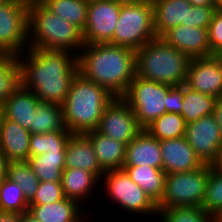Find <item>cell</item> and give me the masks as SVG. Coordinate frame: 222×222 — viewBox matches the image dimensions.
<instances>
[{"label": "cell", "instance_id": "cell-1", "mask_svg": "<svg viewBox=\"0 0 222 222\" xmlns=\"http://www.w3.org/2000/svg\"><path fill=\"white\" fill-rule=\"evenodd\" d=\"M18 59L22 86L32 91L40 102L62 106L73 79L79 73L78 55L67 51L28 48L18 55Z\"/></svg>", "mask_w": 222, "mask_h": 222}, {"label": "cell", "instance_id": "cell-2", "mask_svg": "<svg viewBox=\"0 0 222 222\" xmlns=\"http://www.w3.org/2000/svg\"><path fill=\"white\" fill-rule=\"evenodd\" d=\"M136 51L110 43L85 44L78 54L79 73L114 97H123L136 76Z\"/></svg>", "mask_w": 222, "mask_h": 222}, {"label": "cell", "instance_id": "cell-3", "mask_svg": "<svg viewBox=\"0 0 222 222\" xmlns=\"http://www.w3.org/2000/svg\"><path fill=\"white\" fill-rule=\"evenodd\" d=\"M113 99L114 96L101 85L78 73L62 105L66 129L72 134H85L96 130L106 106Z\"/></svg>", "mask_w": 222, "mask_h": 222}, {"label": "cell", "instance_id": "cell-4", "mask_svg": "<svg viewBox=\"0 0 222 222\" xmlns=\"http://www.w3.org/2000/svg\"><path fill=\"white\" fill-rule=\"evenodd\" d=\"M28 24L29 48L67 51L78 55L85 45L82 31L54 14L41 1L28 3Z\"/></svg>", "mask_w": 222, "mask_h": 222}, {"label": "cell", "instance_id": "cell-5", "mask_svg": "<svg viewBox=\"0 0 222 222\" xmlns=\"http://www.w3.org/2000/svg\"><path fill=\"white\" fill-rule=\"evenodd\" d=\"M191 59L156 37L136 51V76L171 87L185 84Z\"/></svg>", "mask_w": 222, "mask_h": 222}, {"label": "cell", "instance_id": "cell-6", "mask_svg": "<svg viewBox=\"0 0 222 222\" xmlns=\"http://www.w3.org/2000/svg\"><path fill=\"white\" fill-rule=\"evenodd\" d=\"M156 37L151 0L121 5L110 44L137 51Z\"/></svg>", "mask_w": 222, "mask_h": 222}, {"label": "cell", "instance_id": "cell-7", "mask_svg": "<svg viewBox=\"0 0 222 222\" xmlns=\"http://www.w3.org/2000/svg\"><path fill=\"white\" fill-rule=\"evenodd\" d=\"M211 165L189 172L166 174L164 193L158 211L171 207L202 206Z\"/></svg>", "mask_w": 222, "mask_h": 222}, {"label": "cell", "instance_id": "cell-8", "mask_svg": "<svg viewBox=\"0 0 222 222\" xmlns=\"http://www.w3.org/2000/svg\"><path fill=\"white\" fill-rule=\"evenodd\" d=\"M171 86L135 76L122 97L135 113L139 125L145 129L166 113L167 94Z\"/></svg>", "mask_w": 222, "mask_h": 222}, {"label": "cell", "instance_id": "cell-9", "mask_svg": "<svg viewBox=\"0 0 222 222\" xmlns=\"http://www.w3.org/2000/svg\"><path fill=\"white\" fill-rule=\"evenodd\" d=\"M101 182L108 192L104 194H108L111 201H114L113 204L116 203L125 212L158 216L157 205L131 180L124 169L106 171Z\"/></svg>", "mask_w": 222, "mask_h": 222}, {"label": "cell", "instance_id": "cell-10", "mask_svg": "<svg viewBox=\"0 0 222 222\" xmlns=\"http://www.w3.org/2000/svg\"><path fill=\"white\" fill-rule=\"evenodd\" d=\"M28 48V3L12 0L0 5V54L18 56Z\"/></svg>", "mask_w": 222, "mask_h": 222}, {"label": "cell", "instance_id": "cell-11", "mask_svg": "<svg viewBox=\"0 0 222 222\" xmlns=\"http://www.w3.org/2000/svg\"><path fill=\"white\" fill-rule=\"evenodd\" d=\"M142 130L135 113L122 97H114L106 106L96 129L97 132L125 145H128Z\"/></svg>", "mask_w": 222, "mask_h": 222}, {"label": "cell", "instance_id": "cell-12", "mask_svg": "<svg viewBox=\"0 0 222 222\" xmlns=\"http://www.w3.org/2000/svg\"><path fill=\"white\" fill-rule=\"evenodd\" d=\"M121 5L115 0L88 3L87 20L82 32L85 44L109 43L113 39Z\"/></svg>", "mask_w": 222, "mask_h": 222}, {"label": "cell", "instance_id": "cell-13", "mask_svg": "<svg viewBox=\"0 0 222 222\" xmlns=\"http://www.w3.org/2000/svg\"><path fill=\"white\" fill-rule=\"evenodd\" d=\"M184 137L204 164L215 160L222 145L221 130L213 115L187 124Z\"/></svg>", "mask_w": 222, "mask_h": 222}, {"label": "cell", "instance_id": "cell-14", "mask_svg": "<svg viewBox=\"0 0 222 222\" xmlns=\"http://www.w3.org/2000/svg\"><path fill=\"white\" fill-rule=\"evenodd\" d=\"M185 85L199 93L222 97V62L215 55L191 59Z\"/></svg>", "mask_w": 222, "mask_h": 222}, {"label": "cell", "instance_id": "cell-15", "mask_svg": "<svg viewBox=\"0 0 222 222\" xmlns=\"http://www.w3.org/2000/svg\"><path fill=\"white\" fill-rule=\"evenodd\" d=\"M160 148L166 174L189 172L205 165L184 136L161 140Z\"/></svg>", "mask_w": 222, "mask_h": 222}, {"label": "cell", "instance_id": "cell-16", "mask_svg": "<svg viewBox=\"0 0 222 222\" xmlns=\"http://www.w3.org/2000/svg\"><path fill=\"white\" fill-rule=\"evenodd\" d=\"M161 38L190 59L211 56L207 28L180 24L168 30Z\"/></svg>", "mask_w": 222, "mask_h": 222}, {"label": "cell", "instance_id": "cell-17", "mask_svg": "<svg viewBox=\"0 0 222 222\" xmlns=\"http://www.w3.org/2000/svg\"><path fill=\"white\" fill-rule=\"evenodd\" d=\"M65 153V168H82L102 179L105 171L98 162L91 140L85 134H72L66 144Z\"/></svg>", "mask_w": 222, "mask_h": 222}, {"label": "cell", "instance_id": "cell-18", "mask_svg": "<svg viewBox=\"0 0 222 222\" xmlns=\"http://www.w3.org/2000/svg\"><path fill=\"white\" fill-rule=\"evenodd\" d=\"M151 166L162 169L160 141L143 129L126 145L123 166Z\"/></svg>", "mask_w": 222, "mask_h": 222}, {"label": "cell", "instance_id": "cell-19", "mask_svg": "<svg viewBox=\"0 0 222 222\" xmlns=\"http://www.w3.org/2000/svg\"><path fill=\"white\" fill-rule=\"evenodd\" d=\"M31 132L20 124L6 119L0 123V149L9 162L27 161Z\"/></svg>", "mask_w": 222, "mask_h": 222}, {"label": "cell", "instance_id": "cell-20", "mask_svg": "<svg viewBox=\"0 0 222 222\" xmlns=\"http://www.w3.org/2000/svg\"><path fill=\"white\" fill-rule=\"evenodd\" d=\"M153 4L154 30L162 37L168 30L186 24L188 0H151Z\"/></svg>", "mask_w": 222, "mask_h": 222}, {"label": "cell", "instance_id": "cell-21", "mask_svg": "<svg viewBox=\"0 0 222 222\" xmlns=\"http://www.w3.org/2000/svg\"><path fill=\"white\" fill-rule=\"evenodd\" d=\"M40 100L22 85L3 103V116L30 131L33 113Z\"/></svg>", "mask_w": 222, "mask_h": 222}, {"label": "cell", "instance_id": "cell-22", "mask_svg": "<svg viewBox=\"0 0 222 222\" xmlns=\"http://www.w3.org/2000/svg\"><path fill=\"white\" fill-rule=\"evenodd\" d=\"M81 206L77 201L64 197L54 203L29 205L28 211L40 222H84Z\"/></svg>", "mask_w": 222, "mask_h": 222}, {"label": "cell", "instance_id": "cell-23", "mask_svg": "<svg viewBox=\"0 0 222 222\" xmlns=\"http://www.w3.org/2000/svg\"><path fill=\"white\" fill-rule=\"evenodd\" d=\"M85 135L91 140L98 162L105 172L123 169L126 153L124 143L109 138L96 130L89 131Z\"/></svg>", "mask_w": 222, "mask_h": 222}, {"label": "cell", "instance_id": "cell-24", "mask_svg": "<svg viewBox=\"0 0 222 222\" xmlns=\"http://www.w3.org/2000/svg\"><path fill=\"white\" fill-rule=\"evenodd\" d=\"M100 182L101 180L95 174L82 168H65L62 172L61 185L64 196L77 201L80 205L88 199L89 195H93L90 193H94V189H97L95 186Z\"/></svg>", "mask_w": 222, "mask_h": 222}, {"label": "cell", "instance_id": "cell-25", "mask_svg": "<svg viewBox=\"0 0 222 222\" xmlns=\"http://www.w3.org/2000/svg\"><path fill=\"white\" fill-rule=\"evenodd\" d=\"M131 180L158 205L164 193L166 173L163 169L147 166H123Z\"/></svg>", "mask_w": 222, "mask_h": 222}, {"label": "cell", "instance_id": "cell-26", "mask_svg": "<svg viewBox=\"0 0 222 222\" xmlns=\"http://www.w3.org/2000/svg\"><path fill=\"white\" fill-rule=\"evenodd\" d=\"M65 158V151H52L29 156L27 162L40 181L58 182L65 169Z\"/></svg>", "mask_w": 222, "mask_h": 222}, {"label": "cell", "instance_id": "cell-27", "mask_svg": "<svg viewBox=\"0 0 222 222\" xmlns=\"http://www.w3.org/2000/svg\"><path fill=\"white\" fill-rule=\"evenodd\" d=\"M216 99V97L199 93L184 84L181 115L186 124L192 123L201 117L213 115Z\"/></svg>", "mask_w": 222, "mask_h": 222}, {"label": "cell", "instance_id": "cell-28", "mask_svg": "<svg viewBox=\"0 0 222 222\" xmlns=\"http://www.w3.org/2000/svg\"><path fill=\"white\" fill-rule=\"evenodd\" d=\"M65 128L61 105L46 102L38 103L30 124L31 134L47 133L55 130H64Z\"/></svg>", "mask_w": 222, "mask_h": 222}, {"label": "cell", "instance_id": "cell-29", "mask_svg": "<svg viewBox=\"0 0 222 222\" xmlns=\"http://www.w3.org/2000/svg\"><path fill=\"white\" fill-rule=\"evenodd\" d=\"M54 14L84 31L88 2L85 0H41Z\"/></svg>", "mask_w": 222, "mask_h": 222}, {"label": "cell", "instance_id": "cell-30", "mask_svg": "<svg viewBox=\"0 0 222 222\" xmlns=\"http://www.w3.org/2000/svg\"><path fill=\"white\" fill-rule=\"evenodd\" d=\"M22 85L17 55L0 54V104Z\"/></svg>", "mask_w": 222, "mask_h": 222}, {"label": "cell", "instance_id": "cell-31", "mask_svg": "<svg viewBox=\"0 0 222 222\" xmlns=\"http://www.w3.org/2000/svg\"><path fill=\"white\" fill-rule=\"evenodd\" d=\"M72 133L67 130H55L47 133L31 134L29 140V156H38L46 152L65 151Z\"/></svg>", "mask_w": 222, "mask_h": 222}, {"label": "cell", "instance_id": "cell-32", "mask_svg": "<svg viewBox=\"0 0 222 222\" xmlns=\"http://www.w3.org/2000/svg\"><path fill=\"white\" fill-rule=\"evenodd\" d=\"M186 122L181 114L166 112L145 130L159 141L164 139L178 138L185 135Z\"/></svg>", "mask_w": 222, "mask_h": 222}, {"label": "cell", "instance_id": "cell-33", "mask_svg": "<svg viewBox=\"0 0 222 222\" xmlns=\"http://www.w3.org/2000/svg\"><path fill=\"white\" fill-rule=\"evenodd\" d=\"M7 178L18 184L30 202L38 190L40 180L27 161H11L8 163Z\"/></svg>", "mask_w": 222, "mask_h": 222}, {"label": "cell", "instance_id": "cell-34", "mask_svg": "<svg viewBox=\"0 0 222 222\" xmlns=\"http://www.w3.org/2000/svg\"><path fill=\"white\" fill-rule=\"evenodd\" d=\"M29 210V202L21 187L7 177L0 183V211L24 213Z\"/></svg>", "mask_w": 222, "mask_h": 222}, {"label": "cell", "instance_id": "cell-35", "mask_svg": "<svg viewBox=\"0 0 222 222\" xmlns=\"http://www.w3.org/2000/svg\"><path fill=\"white\" fill-rule=\"evenodd\" d=\"M160 214V215H159ZM160 222H218L202 206L171 207L158 211Z\"/></svg>", "mask_w": 222, "mask_h": 222}, {"label": "cell", "instance_id": "cell-36", "mask_svg": "<svg viewBox=\"0 0 222 222\" xmlns=\"http://www.w3.org/2000/svg\"><path fill=\"white\" fill-rule=\"evenodd\" d=\"M202 208L217 221L222 217V172H209Z\"/></svg>", "mask_w": 222, "mask_h": 222}, {"label": "cell", "instance_id": "cell-37", "mask_svg": "<svg viewBox=\"0 0 222 222\" xmlns=\"http://www.w3.org/2000/svg\"><path fill=\"white\" fill-rule=\"evenodd\" d=\"M64 197L61 181H40L36 195L29 202V205H44L54 203L63 199Z\"/></svg>", "mask_w": 222, "mask_h": 222}, {"label": "cell", "instance_id": "cell-38", "mask_svg": "<svg viewBox=\"0 0 222 222\" xmlns=\"http://www.w3.org/2000/svg\"><path fill=\"white\" fill-rule=\"evenodd\" d=\"M218 6H191L187 7L186 26L207 28Z\"/></svg>", "mask_w": 222, "mask_h": 222}, {"label": "cell", "instance_id": "cell-39", "mask_svg": "<svg viewBox=\"0 0 222 222\" xmlns=\"http://www.w3.org/2000/svg\"><path fill=\"white\" fill-rule=\"evenodd\" d=\"M207 30L212 56L222 48V8L215 10Z\"/></svg>", "mask_w": 222, "mask_h": 222}, {"label": "cell", "instance_id": "cell-40", "mask_svg": "<svg viewBox=\"0 0 222 222\" xmlns=\"http://www.w3.org/2000/svg\"><path fill=\"white\" fill-rule=\"evenodd\" d=\"M184 99V84L177 87H170L167 94L166 112L181 114L182 101Z\"/></svg>", "mask_w": 222, "mask_h": 222}, {"label": "cell", "instance_id": "cell-41", "mask_svg": "<svg viewBox=\"0 0 222 222\" xmlns=\"http://www.w3.org/2000/svg\"><path fill=\"white\" fill-rule=\"evenodd\" d=\"M213 116L215 117L222 134V97L216 99Z\"/></svg>", "mask_w": 222, "mask_h": 222}, {"label": "cell", "instance_id": "cell-42", "mask_svg": "<svg viewBox=\"0 0 222 222\" xmlns=\"http://www.w3.org/2000/svg\"><path fill=\"white\" fill-rule=\"evenodd\" d=\"M0 222H20V213L0 211Z\"/></svg>", "mask_w": 222, "mask_h": 222}, {"label": "cell", "instance_id": "cell-43", "mask_svg": "<svg viewBox=\"0 0 222 222\" xmlns=\"http://www.w3.org/2000/svg\"><path fill=\"white\" fill-rule=\"evenodd\" d=\"M9 161L0 149V183L7 177V168Z\"/></svg>", "mask_w": 222, "mask_h": 222}, {"label": "cell", "instance_id": "cell-44", "mask_svg": "<svg viewBox=\"0 0 222 222\" xmlns=\"http://www.w3.org/2000/svg\"><path fill=\"white\" fill-rule=\"evenodd\" d=\"M210 165L213 170L222 172V145L218 149L215 160Z\"/></svg>", "mask_w": 222, "mask_h": 222}, {"label": "cell", "instance_id": "cell-45", "mask_svg": "<svg viewBox=\"0 0 222 222\" xmlns=\"http://www.w3.org/2000/svg\"><path fill=\"white\" fill-rule=\"evenodd\" d=\"M193 6H217L216 0H188Z\"/></svg>", "mask_w": 222, "mask_h": 222}, {"label": "cell", "instance_id": "cell-46", "mask_svg": "<svg viewBox=\"0 0 222 222\" xmlns=\"http://www.w3.org/2000/svg\"><path fill=\"white\" fill-rule=\"evenodd\" d=\"M20 222H40L29 211L20 214Z\"/></svg>", "mask_w": 222, "mask_h": 222}, {"label": "cell", "instance_id": "cell-47", "mask_svg": "<svg viewBox=\"0 0 222 222\" xmlns=\"http://www.w3.org/2000/svg\"><path fill=\"white\" fill-rule=\"evenodd\" d=\"M119 4H133V3H139L146 0H115Z\"/></svg>", "mask_w": 222, "mask_h": 222}, {"label": "cell", "instance_id": "cell-48", "mask_svg": "<svg viewBox=\"0 0 222 222\" xmlns=\"http://www.w3.org/2000/svg\"><path fill=\"white\" fill-rule=\"evenodd\" d=\"M215 56L222 62V48L215 54Z\"/></svg>", "mask_w": 222, "mask_h": 222}, {"label": "cell", "instance_id": "cell-49", "mask_svg": "<svg viewBox=\"0 0 222 222\" xmlns=\"http://www.w3.org/2000/svg\"><path fill=\"white\" fill-rule=\"evenodd\" d=\"M2 117H3V105L0 104V123H1Z\"/></svg>", "mask_w": 222, "mask_h": 222}, {"label": "cell", "instance_id": "cell-50", "mask_svg": "<svg viewBox=\"0 0 222 222\" xmlns=\"http://www.w3.org/2000/svg\"><path fill=\"white\" fill-rule=\"evenodd\" d=\"M216 2H217V6L219 8H222V0H216Z\"/></svg>", "mask_w": 222, "mask_h": 222}, {"label": "cell", "instance_id": "cell-51", "mask_svg": "<svg viewBox=\"0 0 222 222\" xmlns=\"http://www.w3.org/2000/svg\"><path fill=\"white\" fill-rule=\"evenodd\" d=\"M10 1H12V0H0V5L5 4V3H8V2H10Z\"/></svg>", "mask_w": 222, "mask_h": 222}, {"label": "cell", "instance_id": "cell-52", "mask_svg": "<svg viewBox=\"0 0 222 222\" xmlns=\"http://www.w3.org/2000/svg\"><path fill=\"white\" fill-rule=\"evenodd\" d=\"M23 1L29 3V2H35V1H41V0H23Z\"/></svg>", "mask_w": 222, "mask_h": 222}, {"label": "cell", "instance_id": "cell-53", "mask_svg": "<svg viewBox=\"0 0 222 222\" xmlns=\"http://www.w3.org/2000/svg\"><path fill=\"white\" fill-rule=\"evenodd\" d=\"M85 1H87L89 3V2H92V1H98V0H85Z\"/></svg>", "mask_w": 222, "mask_h": 222}]
</instances>
